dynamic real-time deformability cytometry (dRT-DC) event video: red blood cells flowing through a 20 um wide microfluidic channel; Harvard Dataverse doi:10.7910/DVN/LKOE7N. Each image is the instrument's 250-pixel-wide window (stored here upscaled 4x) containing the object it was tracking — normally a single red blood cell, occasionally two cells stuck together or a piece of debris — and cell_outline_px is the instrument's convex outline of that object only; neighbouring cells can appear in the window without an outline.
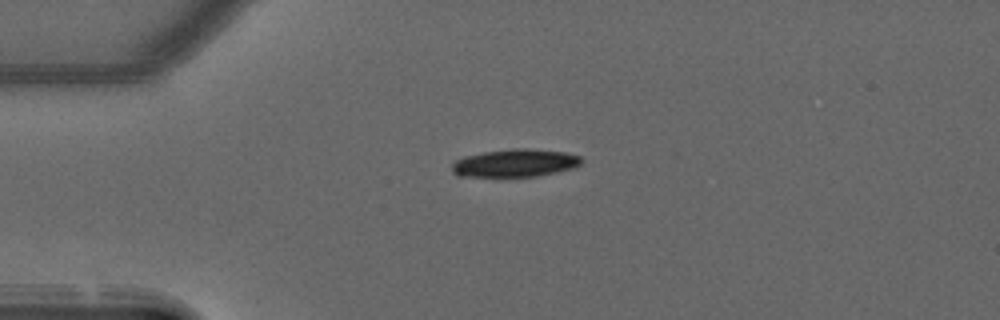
{"species": "common noctule bat (a hibernating species)", "species_latin": "Nyctalus noctula", "temperature_condition": "warm", "stored_images_in_passage": 40, "camera_frame_rate_fps": 3000, "um_per_image_px": 0.085, "animal": {"sex": "male", "forearm_length_mm": 52.5}, "frame": {"image": 1, "passage_image": 1, "time_ms": 0.0, "image_size_px": [1000, 320], "cell_outline_px": [[584, 160], [580, 164], [572, 168], [556, 172], [536, 176], [456, 176], [452, 172], [452, 164], [456, 160], [464, 156], [484, 152], [512, 148], [528, 148], [564, 152], [580, 156]], "centroid_in_image_um": [43.77, 13.85], "position_along_channel_um": 41.2, "area_um2": 20.92}}
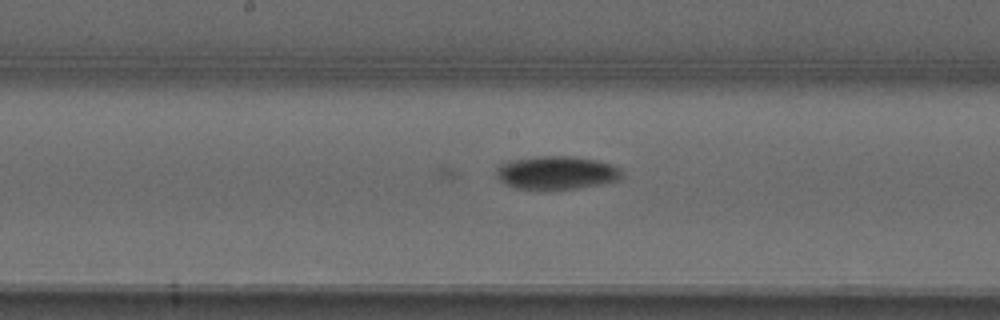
{"frame": {"image": 2, "passage_image": 15, "time_ms": 4.667, "image_size_px": [1000, 320], "cell_outline_px": [[620, 180], [600, 184], [576, 188], [516, 188], [500, 180], [496, 176], [496, 168], [500, 164], [508, 160], [536, 156], [576, 156], [596, 160], [612, 164], [620, 168]], "centroid_in_image_um": [47.29, 14.65], "position_along_channel_um": 200.9, "area_um2": 24.1}}
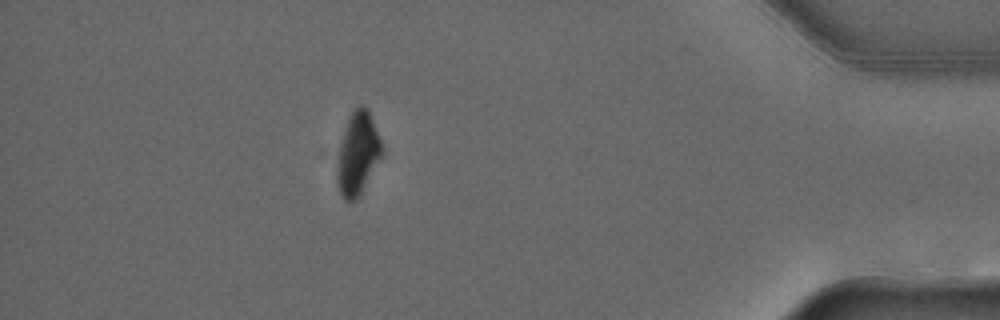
{"frame": {"image": 3, "passage_image": 34, "time_ms": 11.0, "image_size_px": [1000, 320], "cell_outline_px": [[384, 152], [356, 200], [344, 200], [340, 192], [336, 176], [332, 152], [352, 112], [360, 104], [364, 104], [372, 120], [384, 148]], "centroid_in_image_um": [30.32, 13.04], "position_along_channel_um": 404.9, "area_um2": 22.25}}